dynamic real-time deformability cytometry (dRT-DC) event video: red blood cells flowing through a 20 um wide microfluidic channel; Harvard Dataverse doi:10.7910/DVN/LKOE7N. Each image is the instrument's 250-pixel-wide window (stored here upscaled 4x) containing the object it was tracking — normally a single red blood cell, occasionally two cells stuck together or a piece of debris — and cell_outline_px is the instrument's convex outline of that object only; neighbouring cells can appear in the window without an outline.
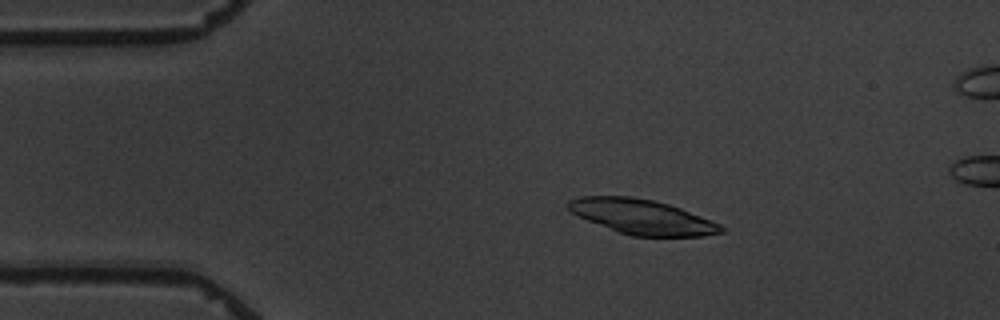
{"species": "common noctule bat (a hibernating species)", "species_latin": "Nyctalus noctula", "temperature_condition": "warm", "stored_images_in_passage": 4, "camera_frame_rate_fps": 3000, "um_per_image_px": 0.085, "animal": {"sex": "male", "body_mass_g": 19.5, "forearm_length_mm": 54.6}, "frame": {"image": 1, "passage_image": 2, "time_ms": 2.0, "image_size_px": [1000, 320], "cell_outline_px": [[724, 232], [704, 236], [632, 236], [620, 232], [588, 220], [572, 212], [568, 208], [568, 200], [580, 196], [632, 196], [652, 200], [668, 204], [680, 208], [720, 224], [724, 228]], "centroid_in_image_um": [54.59, 18.42], "position_along_channel_um": 30.4, "area_um2": 30.58}}